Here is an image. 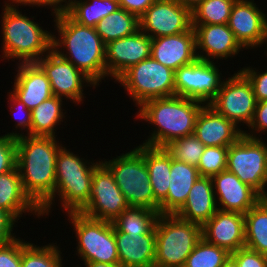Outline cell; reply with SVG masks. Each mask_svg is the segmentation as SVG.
Listing matches in <instances>:
<instances>
[{
  "label": "cell",
  "mask_w": 267,
  "mask_h": 267,
  "mask_svg": "<svg viewBox=\"0 0 267 267\" xmlns=\"http://www.w3.org/2000/svg\"><path fill=\"white\" fill-rule=\"evenodd\" d=\"M144 160L149 171L154 199L160 204L167 197L169 190L171 155L165 148L144 145Z\"/></svg>",
  "instance_id": "obj_29"
},
{
  "label": "cell",
  "mask_w": 267,
  "mask_h": 267,
  "mask_svg": "<svg viewBox=\"0 0 267 267\" xmlns=\"http://www.w3.org/2000/svg\"><path fill=\"white\" fill-rule=\"evenodd\" d=\"M265 46V49L262 47V46ZM263 48V50H264V55L267 57V29H266V33H265V36H264V40L262 41V44H261V49Z\"/></svg>",
  "instance_id": "obj_51"
},
{
  "label": "cell",
  "mask_w": 267,
  "mask_h": 267,
  "mask_svg": "<svg viewBox=\"0 0 267 267\" xmlns=\"http://www.w3.org/2000/svg\"><path fill=\"white\" fill-rule=\"evenodd\" d=\"M217 210L212 178L200 176L191 188L186 202L175 215L203 226Z\"/></svg>",
  "instance_id": "obj_26"
},
{
  "label": "cell",
  "mask_w": 267,
  "mask_h": 267,
  "mask_svg": "<svg viewBox=\"0 0 267 267\" xmlns=\"http://www.w3.org/2000/svg\"><path fill=\"white\" fill-rule=\"evenodd\" d=\"M202 237L230 254L245 247L244 214L218 209L202 226Z\"/></svg>",
  "instance_id": "obj_20"
},
{
  "label": "cell",
  "mask_w": 267,
  "mask_h": 267,
  "mask_svg": "<svg viewBox=\"0 0 267 267\" xmlns=\"http://www.w3.org/2000/svg\"><path fill=\"white\" fill-rule=\"evenodd\" d=\"M267 67V66H263ZM239 71L249 80L252 85L257 102L267 100V69L260 72L253 66H245Z\"/></svg>",
  "instance_id": "obj_41"
},
{
  "label": "cell",
  "mask_w": 267,
  "mask_h": 267,
  "mask_svg": "<svg viewBox=\"0 0 267 267\" xmlns=\"http://www.w3.org/2000/svg\"><path fill=\"white\" fill-rule=\"evenodd\" d=\"M150 56L174 71L195 62L198 57L194 28L175 35L152 38Z\"/></svg>",
  "instance_id": "obj_21"
},
{
  "label": "cell",
  "mask_w": 267,
  "mask_h": 267,
  "mask_svg": "<svg viewBox=\"0 0 267 267\" xmlns=\"http://www.w3.org/2000/svg\"><path fill=\"white\" fill-rule=\"evenodd\" d=\"M204 105L177 95L144 102L137 108L135 118L148 122L153 130L141 144L164 148L178 138L194 134L197 116Z\"/></svg>",
  "instance_id": "obj_3"
},
{
  "label": "cell",
  "mask_w": 267,
  "mask_h": 267,
  "mask_svg": "<svg viewBox=\"0 0 267 267\" xmlns=\"http://www.w3.org/2000/svg\"><path fill=\"white\" fill-rule=\"evenodd\" d=\"M177 1L181 3L183 6H185L186 8H188L190 11H192L204 0H177Z\"/></svg>",
  "instance_id": "obj_49"
},
{
  "label": "cell",
  "mask_w": 267,
  "mask_h": 267,
  "mask_svg": "<svg viewBox=\"0 0 267 267\" xmlns=\"http://www.w3.org/2000/svg\"><path fill=\"white\" fill-rule=\"evenodd\" d=\"M164 148L173 159L197 168L205 145L194 134H191L170 142Z\"/></svg>",
  "instance_id": "obj_37"
},
{
  "label": "cell",
  "mask_w": 267,
  "mask_h": 267,
  "mask_svg": "<svg viewBox=\"0 0 267 267\" xmlns=\"http://www.w3.org/2000/svg\"><path fill=\"white\" fill-rule=\"evenodd\" d=\"M198 59L214 62L233 59L244 51L227 24L192 25ZM231 57V58H230ZM213 59V60H212Z\"/></svg>",
  "instance_id": "obj_18"
},
{
  "label": "cell",
  "mask_w": 267,
  "mask_h": 267,
  "mask_svg": "<svg viewBox=\"0 0 267 267\" xmlns=\"http://www.w3.org/2000/svg\"><path fill=\"white\" fill-rule=\"evenodd\" d=\"M243 183L267 198V143L244 134L228 147L227 167Z\"/></svg>",
  "instance_id": "obj_10"
},
{
  "label": "cell",
  "mask_w": 267,
  "mask_h": 267,
  "mask_svg": "<svg viewBox=\"0 0 267 267\" xmlns=\"http://www.w3.org/2000/svg\"><path fill=\"white\" fill-rule=\"evenodd\" d=\"M16 144V166L23 189L41 208L54 195L56 159L62 141L58 137L24 135L16 138Z\"/></svg>",
  "instance_id": "obj_1"
},
{
  "label": "cell",
  "mask_w": 267,
  "mask_h": 267,
  "mask_svg": "<svg viewBox=\"0 0 267 267\" xmlns=\"http://www.w3.org/2000/svg\"><path fill=\"white\" fill-rule=\"evenodd\" d=\"M243 130V134L250 138H262L260 134L267 131V100L257 102L252 122ZM259 133V135H258Z\"/></svg>",
  "instance_id": "obj_43"
},
{
  "label": "cell",
  "mask_w": 267,
  "mask_h": 267,
  "mask_svg": "<svg viewBox=\"0 0 267 267\" xmlns=\"http://www.w3.org/2000/svg\"><path fill=\"white\" fill-rule=\"evenodd\" d=\"M0 267H21V238L0 246Z\"/></svg>",
  "instance_id": "obj_45"
},
{
  "label": "cell",
  "mask_w": 267,
  "mask_h": 267,
  "mask_svg": "<svg viewBox=\"0 0 267 267\" xmlns=\"http://www.w3.org/2000/svg\"><path fill=\"white\" fill-rule=\"evenodd\" d=\"M228 147L210 146L205 147L198 163L200 176L212 177L227 167Z\"/></svg>",
  "instance_id": "obj_38"
},
{
  "label": "cell",
  "mask_w": 267,
  "mask_h": 267,
  "mask_svg": "<svg viewBox=\"0 0 267 267\" xmlns=\"http://www.w3.org/2000/svg\"><path fill=\"white\" fill-rule=\"evenodd\" d=\"M244 217L245 247L267 255V198H262Z\"/></svg>",
  "instance_id": "obj_31"
},
{
  "label": "cell",
  "mask_w": 267,
  "mask_h": 267,
  "mask_svg": "<svg viewBox=\"0 0 267 267\" xmlns=\"http://www.w3.org/2000/svg\"><path fill=\"white\" fill-rule=\"evenodd\" d=\"M254 0H236L228 27L244 50L261 47L267 29V14Z\"/></svg>",
  "instance_id": "obj_17"
},
{
  "label": "cell",
  "mask_w": 267,
  "mask_h": 267,
  "mask_svg": "<svg viewBox=\"0 0 267 267\" xmlns=\"http://www.w3.org/2000/svg\"><path fill=\"white\" fill-rule=\"evenodd\" d=\"M53 18L57 33L54 30L52 49L82 71L96 86L102 80L106 82V44L96 29L76 23L65 12Z\"/></svg>",
  "instance_id": "obj_2"
},
{
  "label": "cell",
  "mask_w": 267,
  "mask_h": 267,
  "mask_svg": "<svg viewBox=\"0 0 267 267\" xmlns=\"http://www.w3.org/2000/svg\"><path fill=\"white\" fill-rule=\"evenodd\" d=\"M70 150L63 145L57 153L55 191L40 208L43 217L52 213L57 200L66 214L80 212L89 202L93 173L101 161L82 158Z\"/></svg>",
  "instance_id": "obj_4"
},
{
  "label": "cell",
  "mask_w": 267,
  "mask_h": 267,
  "mask_svg": "<svg viewBox=\"0 0 267 267\" xmlns=\"http://www.w3.org/2000/svg\"><path fill=\"white\" fill-rule=\"evenodd\" d=\"M222 267H238V265L237 262L231 256H229Z\"/></svg>",
  "instance_id": "obj_50"
},
{
  "label": "cell",
  "mask_w": 267,
  "mask_h": 267,
  "mask_svg": "<svg viewBox=\"0 0 267 267\" xmlns=\"http://www.w3.org/2000/svg\"><path fill=\"white\" fill-rule=\"evenodd\" d=\"M17 144L16 138L0 135V175L16 167Z\"/></svg>",
  "instance_id": "obj_40"
},
{
  "label": "cell",
  "mask_w": 267,
  "mask_h": 267,
  "mask_svg": "<svg viewBox=\"0 0 267 267\" xmlns=\"http://www.w3.org/2000/svg\"><path fill=\"white\" fill-rule=\"evenodd\" d=\"M14 74V84L10 91L17 99L26 105L29 110H33L43 101L48 100L53 95L50 81L45 72L36 63H16Z\"/></svg>",
  "instance_id": "obj_22"
},
{
  "label": "cell",
  "mask_w": 267,
  "mask_h": 267,
  "mask_svg": "<svg viewBox=\"0 0 267 267\" xmlns=\"http://www.w3.org/2000/svg\"><path fill=\"white\" fill-rule=\"evenodd\" d=\"M129 152L116 154L101 162L113 174L115 183L124 194L130 207H144L159 212V203L154 199L150 175L144 160V145ZM108 160V161H107Z\"/></svg>",
  "instance_id": "obj_6"
},
{
  "label": "cell",
  "mask_w": 267,
  "mask_h": 267,
  "mask_svg": "<svg viewBox=\"0 0 267 267\" xmlns=\"http://www.w3.org/2000/svg\"><path fill=\"white\" fill-rule=\"evenodd\" d=\"M231 254L203 237L197 242L187 257L184 267H222Z\"/></svg>",
  "instance_id": "obj_36"
},
{
  "label": "cell",
  "mask_w": 267,
  "mask_h": 267,
  "mask_svg": "<svg viewBox=\"0 0 267 267\" xmlns=\"http://www.w3.org/2000/svg\"><path fill=\"white\" fill-rule=\"evenodd\" d=\"M152 38L140 29L134 34L106 44L105 68L107 80H117L131 66L150 57ZM114 78V79H113Z\"/></svg>",
  "instance_id": "obj_16"
},
{
  "label": "cell",
  "mask_w": 267,
  "mask_h": 267,
  "mask_svg": "<svg viewBox=\"0 0 267 267\" xmlns=\"http://www.w3.org/2000/svg\"><path fill=\"white\" fill-rule=\"evenodd\" d=\"M95 29L103 42L107 44L113 40L130 36L139 30V18L120 7L99 21Z\"/></svg>",
  "instance_id": "obj_32"
},
{
  "label": "cell",
  "mask_w": 267,
  "mask_h": 267,
  "mask_svg": "<svg viewBox=\"0 0 267 267\" xmlns=\"http://www.w3.org/2000/svg\"><path fill=\"white\" fill-rule=\"evenodd\" d=\"M200 177L198 168L171 156V171L167 197L159 204L160 214H175L186 202L188 194Z\"/></svg>",
  "instance_id": "obj_27"
},
{
  "label": "cell",
  "mask_w": 267,
  "mask_h": 267,
  "mask_svg": "<svg viewBox=\"0 0 267 267\" xmlns=\"http://www.w3.org/2000/svg\"><path fill=\"white\" fill-rule=\"evenodd\" d=\"M7 93H8L7 104L10 109L8 111L11 112L10 114H12V117L15 120L14 124L15 129L13 128L14 131L12 130L11 132H8L7 134L5 133L4 135L13 138H18L24 135L31 136V127H32L31 110H29L26 107V105L22 103L19 99H17L10 91ZM24 132L26 133L24 134Z\"/></svg>",
  "instance_id": "obj_39"
},
{
  "label": "cell",
  "mask_w": 267,
  "mask_h": 267,
  "mask_svg": "<svg viewBox=\"0 0 267 267\" xmlns=\"http://www.w3.org/2000/svg\"><path fill=\"white\" fill-rule=\"evenodd\" d=\"M76 237L75 254L86 262L119 263L114 237V225L110 221L87 217L80 212L67 213Z\"/></svg>",
  "instance_id": "obj_8"
},
{
  "label": "cell",
  "mask_w": 267,
  "mask_h": 267,
  "mask_svg": "<svg viewBox=\"0 0 267 267\" xmlns=\"http://www.w3.org/2000/svg\"><path fill=\"white\" fill-rule=\"evenodd\" d=\"M16 223L20 222H17L8 212L0 209V246L12 242L19 236L13 231L17 226Z\"/></svg>",
  "instance_id": "obj_46"
},
{
  "label": "cell",
  "mask_w": 267,
  "mask_h": 267,
  "mask_svg": "<svg viewBox=\"0 0 267 267\" xmlns=\"http://www.w3.org/2000/svg\"><path fill=\"white\" fill-rule=\"evenodd\" d=\"M2 6L0 57L5 62L15 63V59L16 63L37 62L52 49L53 32L45 30L40 22L34 21L35 16L29 18L20 8Z\"/></svg>",
  "instance_id": "obj_5"
},
{
  "label": "cell",
  "mask_w": 267,
  "mask_h": 267,
  "mask_svg": "<svg viewBox=\"0 0 267 267\" xmlns=\"http://www.w3.org/2000/svg\"><path fill=\"white\" fill-rule=\"evenodd\" d=\"M236 0H204L191 11L192 25L227 24Z\"/></svg>",
  "instance_id": "obj_35"
},
{
  "label": "cell",
  "mask_w": 267,
  "mask_h": 267,
  "mask_svg": "<svg viewBox=\"0 0 267 267\" xmlns=\"http://www.w3.org/2000/svg\"><path fill=\"white\" fill-rule=\"evenodd\" d=\"M0 209L8 212L17 222L27 214L40 219V208L25 193L17 166L0 175ZM36 215V216H35Z\"/></svg>",
  "instance_id": "obj_25"
},
{
  "label": "cell",
  "mask_w": 267,
  "mask_h": 267,
  "mask_svg": "<svg viewBox=\"0 0 267 267\" xmlns=\"http://www.w3.org/2000/svg\"><path fill=\"white\" fill-rule=\"evenodd\" d=\"M191 28V11L177 0H156L139 17V29L151 38L183 33Z\"/></svg>",
  "instance_id": "obj_15"
},
{
  "label": "cell",
  "mask_w": 267,
  "mask_h": 267,
  "mask_svg": "<svg viewBox=\"0 0 267 267\" xmlns=\"http://www.w3.org/2000/svg\"><path fill=\"white\" fill-rule=\"evenodd\" d=\"M21 238V267H63L61 248L56 243L38 246ZM56 244V245H55Z\"/></svg>",
  "instance_id": "obj_33"
},
{
  "label": "cell",
  "mask_w": 267,
  "mask_h": 267,
  "mask_svg": "<svg viewBox=\"0 0 267 267\" xmlns=\"http://www.w3.org/2000/svg\"><path fill=\"white\" fill-rule=\"evenodd\" d=\"M154 267H184L202 238V226L175 214H160L156 225Z\"/></svg>",
  "instance_id": "obj_7"
},
{
  "label": "cell",
  "mask_w": 267,
  "mask_h": 267,
  "mask_svg": "<svg viewBox=\"0 0 267 267\" xmlns=\"http://www.w3.org/2000/svg\"><path fill=\"white\" fill-rule=\"evenodd\" d=\"M63 98L52 96L31 111V136L57 137V130L66 118ZM64 111V112H63ZM65 118V119H64Z\"/></svg>",
  "instance_id": "obj_28"
},
{
  "label": "cell",
  "mask_w": 267,
  "mask_h": 267,
  "mask_svg": "<svg viewBox=\"0 0 267 267\" xmlns=\"http://www.w3.org/2000/svg\"><path fill=\"white\" fill-rule=\"evenodd\" d=\"M219 67L216 61L197 59L178 68L175 70V95L210 104L224 81Z\"/></svg>",
  "instance_id": "obj_12"
},
{
  "label": "cell",
  "mask_w": 267,
  "mask_h": 267,
  "mask_svg": "<svg viewBox=\"0 0 267 267\" xmlns=\"http://www.w3.org/2000/svg\"><path fill=\"white\" fill-rule=\"evenodd\" d=\"M114 82L121 84L136 107L151 99L175 95V71L151 56L131 66Z\"/></svg>",
  "instance_id": "obj_9"
},
{
  "label": "cell",
  "mask_w": 267,
  "mask_h": 267,
  "mask_svg": "<svg viewBox=\"0 0 267 267\" xmlns=\"http://www.w3.org/2000/svg\"><path fill=\"white\" fill-rule=\"evenodd\" d=\"M119 263L124 267H154L156 232L125 234L114 226Z\"/></svg>",
  "instance_id": "obj_24"
},
{
  "label": "cell",
  "mask_w": 267,
  "mask_h": 267,
  "mask_svg": "<svg viewBox=\"0 0 267 267\" xmlns=\"http://www.w3.org/2000/svg\"><path fill=\"white\" fill-rule=\"evenodd\" d=\"M230 256L237 262L238 267H267V255L247 247L236 250Z\"/></svg>",
  "instance_id": "obj_44"
},
{
  "label": "cell",
  "mask_w": 267,
  "mask_h": 267,
  "mask_svg": "<svg viewBox=\"0 0 267 267\" xmlns=\"http://www.w3.org/2000/svg\"><path fill=\"white\" fill-rule=\"evenodd\" d=\"M85 267H124L120 263H102V262H86L83 264Z\"/></svg>",
  "instance_id": "obj_48"
},
{
  "label": "cell",
  "mask_w": 267,
  "mask_h": 267,
  "mask_svg": "<svg viewBox=\"0 0 267 267\" xmlns=\"http://www.w3.org/2000/svg\"><path fill=\"white\" fill-rule=\"evenodd\" d=\"M160 213L144 207L125 209L112 223L125 234H149L156 225Z\"/></svg>",
  "instance_id": "obj_34"
},
{
  "label": "cell",
  "mask_w": 267,
  "mask_h": 267,
  "mask_svg": "<svg viewBox=\"0 0 267 267\" xmlns=\"http://www.w3.org/2000/svg\"><path fill=\"white\" fill-rule=\"evenodd\" d=\"M242 129L208 104L197 116L194 135L205 147H229L243 135Z\"/></svg>",
  "instance_id": "obj_23"
},
{
  "label": "cell",
  "mask_w": 267,
  "mask_h": 267,
  "mask_svg": "<svg viewBox=\"0 0 267 267\" xmlns=\"http://www.w3.org/2000/svg\"><path fill=\"white\" fill-rule=\"evenodd\" d=\"M36 63L50 81L53 95L68 100V102L70 99V103L75 105L83 104L84 98H86L84 96L86 94L83 93L85 88L96 89L97 87L89 77L53 49Z\"/></svg>",
  "instance_id": "obj_13"
},
{
  "label": "cell",
  "mask_w": 267,
  "mask_h": 267,
  "mask_svg": "<svg viewBox=\"0 0 267 267\" xmlns=\"http://www.w3.org/2000/svg\"><path fill=\"white\" fill-rule=\"evenodd\" d=\"M69 4V0H6L4 1V6L10 7V8H22L23 6H29L33 7H44L51 9V15L52 16H58L59 14H62L66 12L67 7ZM22 5V7H21Z\"/></svg>",
  "instance_id": "obj_42"
},
{
  "label": "cell",
  "mask_w": 267,
  "mask_h": 267,
  "mask_svg": "<svg viewBox=\"0 0 267 267\" xmlns=\"http://www.w3.org/2000/svg\"><path fill=\"white\" fill-rule=\"evenodd\" d=\"M211 178L219 210L246 214L263 198L228 170L221 171Z\"/></svg>",
  "instance_id": "obj_19"
},
{
  "label": "cell",
  "mask_w": 267,
  "mask_h": 267,
  "mask_svg": "<svg viewBox=\"0 0 267 267\" xmlns=\"http://www.w3.org/2000/svg\"><path fill=\"white\" fill-rule=\"evenodd\" d=\"M130 206L110 170L101 162L94 170L88 204L80 211L87 217L113 222Z\"/></svg>",
  "instance_id": "obj_14"
},
{
  "label": "cell",
  "mask_w": 267,
  "mask_h": 267,
  "mask_svg": "<svg viewBox=\"0 0 267 267\" xmlns=\"http://www.w3.org/2000/svg\"><path fill=\"white\" fill-rule=\"evenodd\" d=\"M237 71L224 77L217 96L209 105L237 127L246 125L247 129L253 120L257 100L249 80Z\"/></svg>",
  "instance_id": "obj_11"
},
{
  "label": "cell",
  "mask_w": 267,
  "mask_h": 267,
  "mask_svg": "<svg viewBox=\"0 0 267 267\" xmlns=\"http://www.w3.org/2000/svg\"><path fill=\"white\" fill-rule=\"evenodd\" d=\"M156 0H118L119 6L126 11L135 14L138 18L155 2Z\"/></svg>",
  "instance_id": "obj_47"
},
{
  "label": "cell",
  "mask_w": 267,
  "mask_h": 267,
  "mask_svg": "<svg viewBox=\"0 0 267 267\" xmlns=\"http://www.w3.org/2000/svg\"><path fill=\"white\" fill-rule=\"evenodd\" d=\"M119 8L115 0H69L65 13L76 23L95 28L99 21Z\"/></svg>",
  "instance_id": "obj_30"
}]
</instances>
